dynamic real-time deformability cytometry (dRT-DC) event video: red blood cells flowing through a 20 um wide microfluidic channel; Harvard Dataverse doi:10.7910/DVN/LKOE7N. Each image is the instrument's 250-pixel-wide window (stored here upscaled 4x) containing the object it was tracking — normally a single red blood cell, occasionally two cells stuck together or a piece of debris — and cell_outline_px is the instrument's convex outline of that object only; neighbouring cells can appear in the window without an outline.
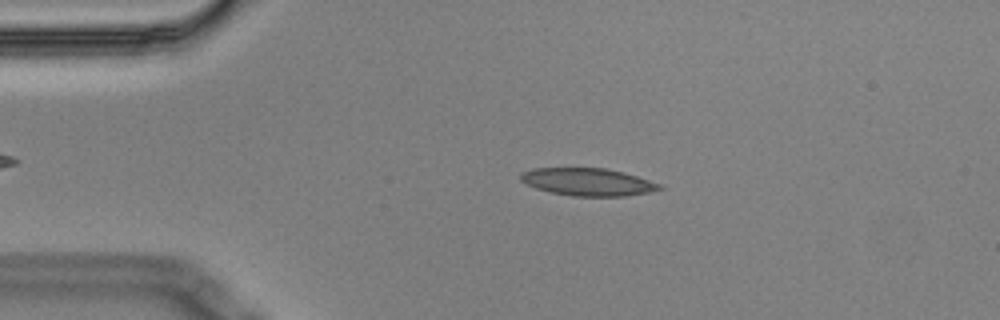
{"species": "Egyptian fruit bat (a non-hibernating species)", "species_latin": "Rousettus aegyptiacus", "temperature_condition": "cold", "stored_images_in_passage": 4, "camera_frame_rate_fps": 3000, "um_per_image_px": 0.085, "animal": {"sex": "male"}, "frame": {"image": 1, "passage_image": 3, "time_ms": 0.667, "image_size_px": [1000, 320], "cell_outline_px": [[664, 188], [648, 192], [624, 196], [572, 196], [552, 192], [536, 188], [520, 180], [520, 172], [532, 168], [604, 168], [624, 172], [660, 184]], "centroid_in_image_um": [49.94, 15.46], "position_along_channel_um": 35.1, "area_um2": 22.14}}